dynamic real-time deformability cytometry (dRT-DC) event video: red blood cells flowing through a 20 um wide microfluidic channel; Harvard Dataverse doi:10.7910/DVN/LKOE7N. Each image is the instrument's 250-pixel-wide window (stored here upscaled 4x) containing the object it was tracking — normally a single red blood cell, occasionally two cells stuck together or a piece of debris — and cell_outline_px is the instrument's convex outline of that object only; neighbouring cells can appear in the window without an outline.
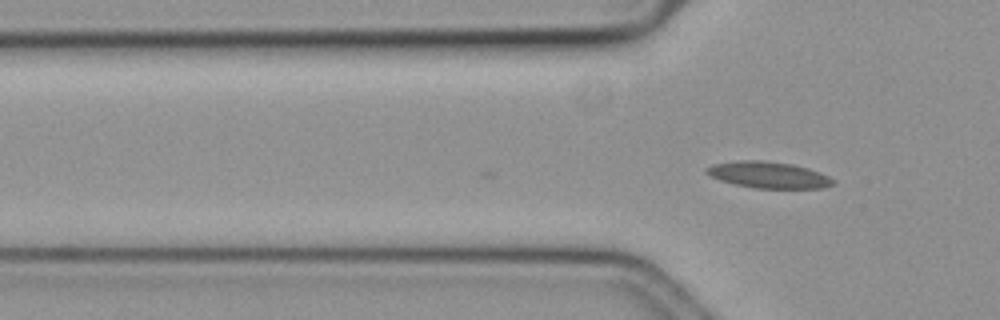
{"species": "common noctule bat (a hibernating species)", "species_latin": "Nyctalus noctula", "temperature_condition": "cold", "stored_images_in_passage": 5, "camera_frame_rate_fps": 3000, "um_per_image_px": 0.085, "animal": {"sex": "female", "body_mass_g": 19.3, "forearm_length_mm": 54.1}, "frame": {"image": 1, "passage_image": 5, "time_ms": 1.333, "image_size_px": [1000, 320], "cell_outline_px": [[836, 184], [824, 188], [756, 188], [736, 184], [720, 180], [704, 172], [704, 168], [712, 164], [740, 160], [760, 160], [792, 164], [808, 168], [820, 172], [836, 180]], "centroid_in_image_um": [65.35, 14.86], "position_along_channel_um": 60.5, "area_um2": 19.54}}